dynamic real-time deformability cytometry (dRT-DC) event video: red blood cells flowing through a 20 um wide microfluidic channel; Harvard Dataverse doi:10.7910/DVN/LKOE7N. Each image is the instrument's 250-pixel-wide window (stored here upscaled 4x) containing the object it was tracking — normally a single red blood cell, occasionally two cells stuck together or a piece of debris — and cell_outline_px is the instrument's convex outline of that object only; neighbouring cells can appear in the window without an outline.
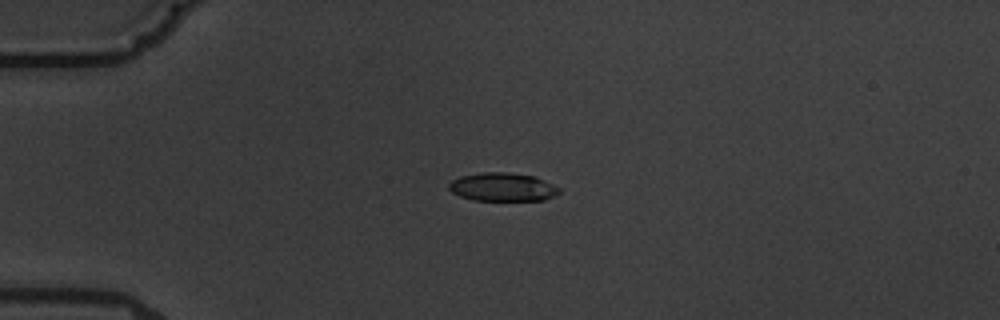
{"species": "common noctule bat (a hibernating species)", "species_latin": "Nyctalus noctula", "temperature_condition": "warm", "stored_images_in_passage": 4, "camera_frame_rate_fps": 3000, "um_per_image_px": 0.085, "animal": {"sex": "male", "body_mass_g": 19.5, "forearm_length_mm": 54.6}, "frame": {"image": 1, "passage_image": 4, "time_ms": 3.667, "image_size_px": [1000, 320], "cell_outline_px": [[560, 192], [556, 196], [544, 200], [472, 200], [460, 196], [452, 192], [448, 188], [448, 184], [452, 180], [460, 176], [484, 172], [508, 172], [536, 176], [560, 188]], "centroid_in_image_um": [42.73, 15.89], "position_along_channel_um": 42.3, "area_um2": 18.38}}